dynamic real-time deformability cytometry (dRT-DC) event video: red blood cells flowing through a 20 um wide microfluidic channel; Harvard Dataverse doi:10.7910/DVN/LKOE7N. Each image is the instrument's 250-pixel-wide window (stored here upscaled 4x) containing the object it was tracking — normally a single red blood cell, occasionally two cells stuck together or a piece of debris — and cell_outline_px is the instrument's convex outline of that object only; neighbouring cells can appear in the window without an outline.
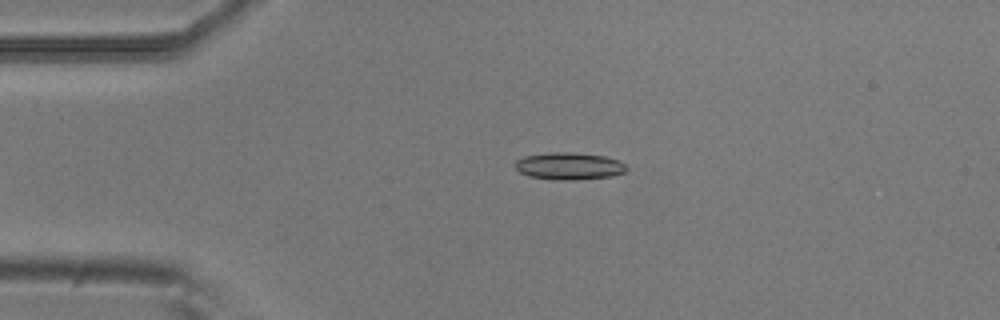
{"species": "common noctule bat (a hibernating species)", "species_latin": "Nyctalus noctula", "temperature_condition": "room temperature", "stored_images_in_passage": 23, "camera_frame_rate_fps": 3000, "um_per_image_px": 0.085, "animal": {"sex": "male", "body_mass_g": 20.5, "forearm_length_mm": 52.5}, "frame": {"image": 1, "passage_image": 11, "time_ms": 3.333, "image_size_px": [1000, 320], "cell_outline_px": [[628, 168], [624, 172], [612, 176], [572, 180], [552, 180], [528, 176], [520, 172], [512, 164], [516, 160], [524, 156], [552, 152], [568, 152], [604, 156], [620, 160], [628, 164]], "centroid_in_image_um": [48.37, 14.12], "position_along_channel_um": 36.6, "area_um2": 17.86}}
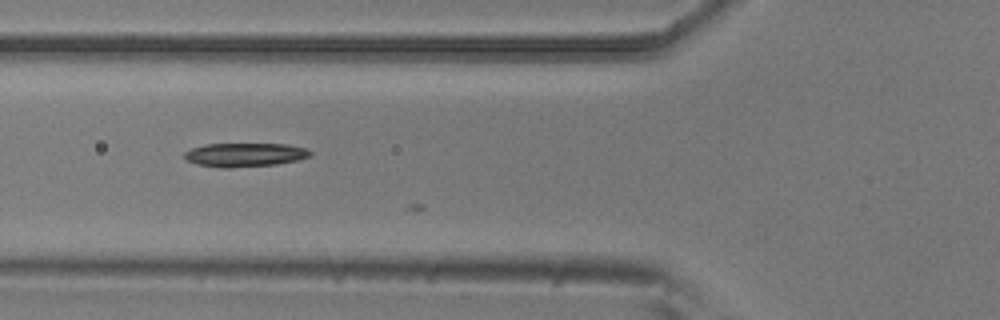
{"frame": {"image": 2, "passage_image": 19, "time_ms": 6.0, "image_size_px": [1000, 320], "cell_outline_px": [[312, 152], [308, 156], [296, 160], [276, 164], [232, 168], [224, 168], [196, 164], [188, 160], [184, 156], [184, 152], [192, 148], [204, 144], [288, 144], [308, 148]], "centroid_in_image_um": [20.81, 13.15], "position_along_channel_um": 105.0, "area_um2": 17.4}}
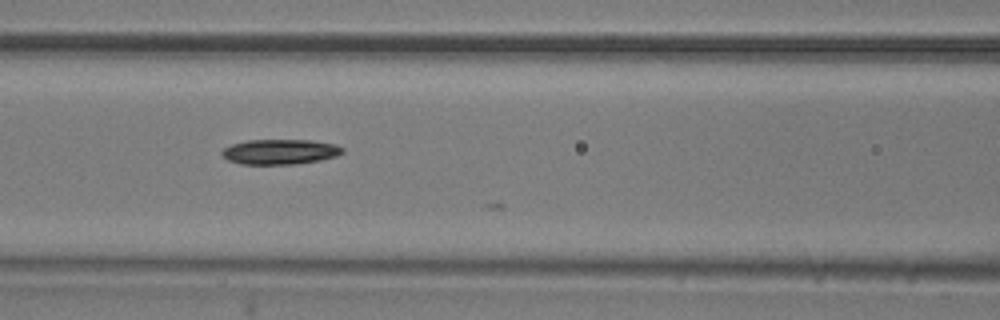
{"frame": {"image": 3, "passage_image": 22, "time_ms": 7.0, "image_size_px": [1000, 320], "cell_outline_px": [[344, 152], [336, 156], [320, 160], [292, 164], [240, 164], [228, 160], [220, 152], [224, 148], [232, 144], [248, 140], [312, 140], [336, 144], [344, 148]], "centroid_in_image_um": [23.82, 12.89], "position_along_channel_um": 142.8, "area_um2": 17.63}}